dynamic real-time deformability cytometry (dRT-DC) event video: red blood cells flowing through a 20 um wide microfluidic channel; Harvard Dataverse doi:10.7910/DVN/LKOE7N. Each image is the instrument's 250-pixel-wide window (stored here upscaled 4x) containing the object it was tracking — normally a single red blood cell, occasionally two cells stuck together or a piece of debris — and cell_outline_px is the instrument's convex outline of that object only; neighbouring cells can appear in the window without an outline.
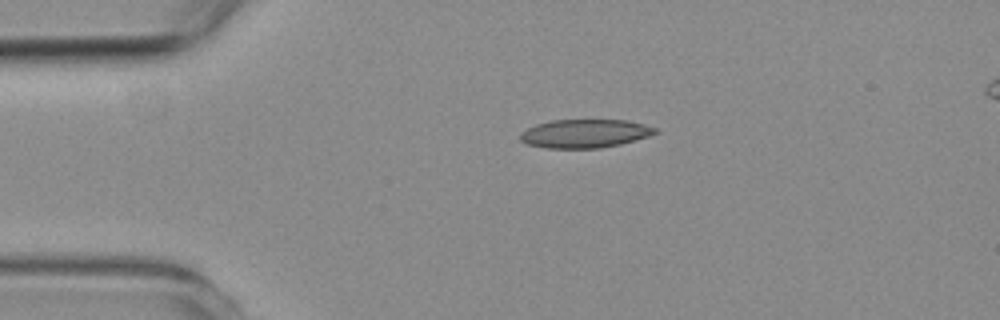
{"species": "common noctule bat (a hibernating species)", "species_latin": "Nyctalus noctula", "temperature_condition": "room temperature", "stored_images_in_passage": 43, "camera_frame_rate_fps": 3000, "um_per_image_px": 0.085, "animal": {"sex": "female", "body_mass_g": 19.3, "forearm_length_mm": 54.1}, "frame": {"image": 1, "passage_image": 1, "time_ms": 0.0, "image_size_px": [1000, 320], "cell_outline_px": [[656, 132], [648, 136], [620, 144], [600, 148], [544, 148], [528, 144], [520, 140], [520, 132], [536, 124], [552, 120], [628, 120], [644, 124], [656, 128]], "centroid_in_image_um": [49.68, 11.35], "position_along_channel_um": 35.3, "area_um2": 22.31}}
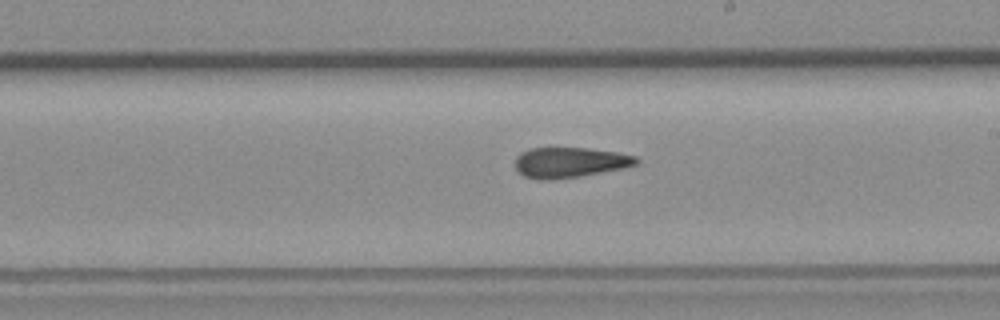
{"frame": {"image": 2, "passage_image": 20, "time_ms": 6.333, "image_size_px": [1000, 320], "cell_outline_px": [[640, 160], [636, 164], [624, 168], [580, 176], [552, 180], [540, 180], [524, 176], [516, 168], [516, 156], [520, 152], [532, 148], [588, 148], [616, 152], [636, 156]], "centroid_in_image_um": [48.43, 13.81], "position_along_channel_um": 240.6, "area_um2": 21.39}}
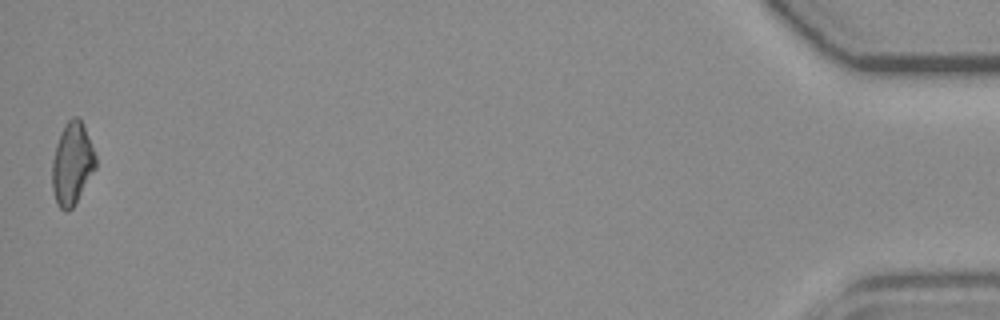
{"frame": {"image": 3, "passage_image": 43, "time_ms": 14.0, "image_size_px": [1000, 320], "cell_outline_px": [[96, 168], [72, 208], [68, 212], [64, 212], [56, 204], [52, 188], [52, 160], [56, 144], [64, 124], [72, 116], [76, 116], [80, 120], [84, 128], [96, 156]], "centroid_in_image_um": [6.11, 13.94], "position_along_channel_um": 429.1, "area_um2": 20.75}, "authors_computed_cell_mechanics": {"area_um2": 21.5016, "velocity_mm_per_s": 3.7876, "shape_relaxation_time_tau1_ms": null, "shape_relaxation_time_tau2_ms": 4.8514, "deformation_change_tau1": null, "deformation_change_tau2": 0.1375}}